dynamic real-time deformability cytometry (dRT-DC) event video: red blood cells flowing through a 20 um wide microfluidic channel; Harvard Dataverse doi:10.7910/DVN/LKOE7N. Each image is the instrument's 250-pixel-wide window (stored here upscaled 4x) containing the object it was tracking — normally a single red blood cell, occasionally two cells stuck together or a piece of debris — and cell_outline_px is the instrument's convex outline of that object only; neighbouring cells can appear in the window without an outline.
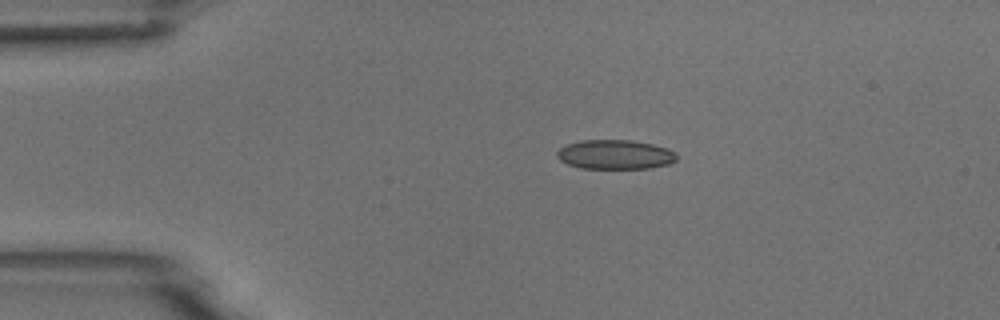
{"species": "common noctule bat (a hibernating species)", "species_latin": "Nyctalus noctula", "temperature_condition": "room temperature", "stored_images_in_passage": 44, "camera_frame_rate_fps": 3000, "um_per_image_px": 0.085, "animal": {"sex": "male", "body_mass_g": 18.8}, "frame": {"image": 1, "passage_image": 1, "time_ms": 0.0, "image_size_px": [1000, 320], "cell_outline_px": [[676, 160], [668, 164], [648, 168], [580, 168], [568, 164], [560, 160], [556, 156], [556, 152], [560, 148], [568, 144], [580, 140], [632, 140], [652, 144], [668, 148], [676, 152]], "centroid_in_image_um": [52.28, 13.13], "position_along_channel_um": 32.7, "area_um2": 20.46}}
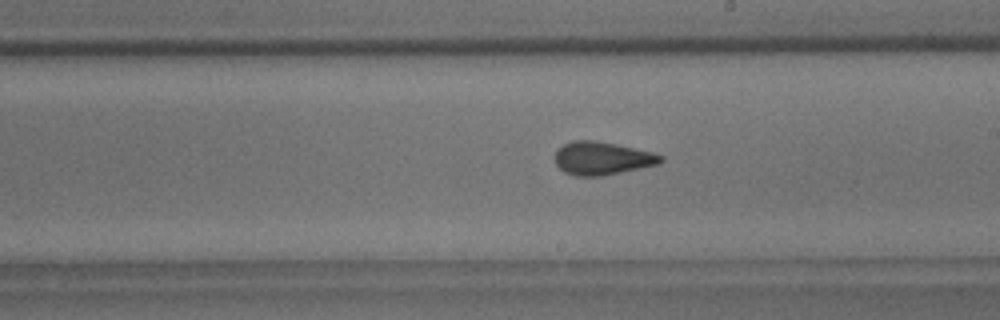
{"frame": {"image": 2, "passage_image": 21, "time_ms": 6.667, "image_size_px": [1000, 320], "cell_outline_px": [[664, 160], [660, 164], [600, 176], [576, 176], [564, 172], [556, 164], [552, 156], [556, 148], [572, 140], [596, 140], [616, 144], [652, 152], [664, 156]], "centroid_in_image_um": [51.14, 13.44], "position_along_channel_um": 237.9, "area_um2": 20.63}}
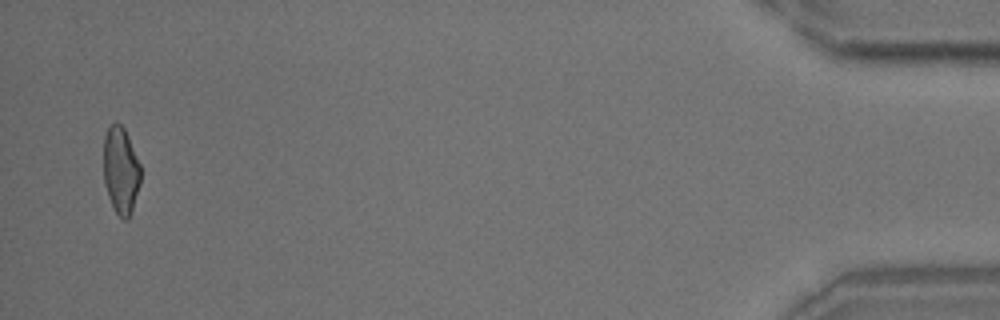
{"frame": {"image": 3, "passage_image": 43, "time_ms": 14.0, "image_size_px": [1000, 320], "cell_outline_px": [[140, 184], [132, 212], [128, 220], [124, 220], [116, 212], [108, 196], [104, 184], [104, 136], [108, 128], [112, 124], [120, 124], [124, 128], [128, 136], [140, 164]], "centroid_in_image_um": [10.27, 14.51], "position_along_channel_um": 424.9, "area_um2": 18.73}, "authors_computed_cell_mechanics": {"area_um2": 20.0855, "velocity_mm_per_s": 3.7186, "shape_relaxation_time_tau1_ms": null, "shape_relaxation_time_tau2_ms": 1.4688, "deformation_change_tau1": null, "deformation_change_tau2": 0.0735}}